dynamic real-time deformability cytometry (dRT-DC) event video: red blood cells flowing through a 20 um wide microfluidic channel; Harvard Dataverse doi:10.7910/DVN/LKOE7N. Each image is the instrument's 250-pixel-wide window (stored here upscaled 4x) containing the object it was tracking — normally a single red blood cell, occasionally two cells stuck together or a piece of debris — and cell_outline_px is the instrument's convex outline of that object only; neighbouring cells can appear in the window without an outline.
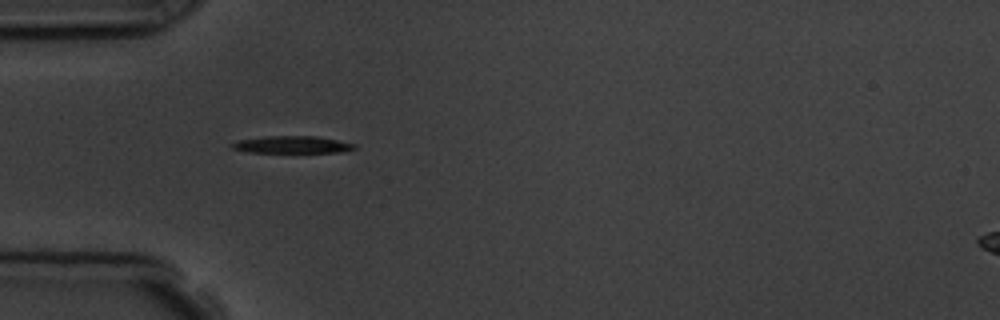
{"species": "common noctule bat (a hibernating species)", "species_latin": "Nyctalus noctula", "temperature_condition": "room temperature", "stored_images_in_passage": 7, "segment_of_instrument_passage": [2, 2], "camera_frame_rate_fps": 3000, "um_per_image_px": 0.085, "animal": {"sex": "male", "body_mass_g": 19.5, "forearm_length_mm": 54.6}, "frame": {"image": 1, "passage_image": 6, "time_ms": 6.0, "image_size_px": [1000, 320], "cell_outline_px": [[356, 148], [340, 152], [248, 152], [232, 148], [228, 144], [236, 140], [268, 136], [316, 136], [356, 144]], "centroid_in_image_um": [24.77, 12.29], "position_along_channel_um": 60.2, "area_um2": 12.2}}